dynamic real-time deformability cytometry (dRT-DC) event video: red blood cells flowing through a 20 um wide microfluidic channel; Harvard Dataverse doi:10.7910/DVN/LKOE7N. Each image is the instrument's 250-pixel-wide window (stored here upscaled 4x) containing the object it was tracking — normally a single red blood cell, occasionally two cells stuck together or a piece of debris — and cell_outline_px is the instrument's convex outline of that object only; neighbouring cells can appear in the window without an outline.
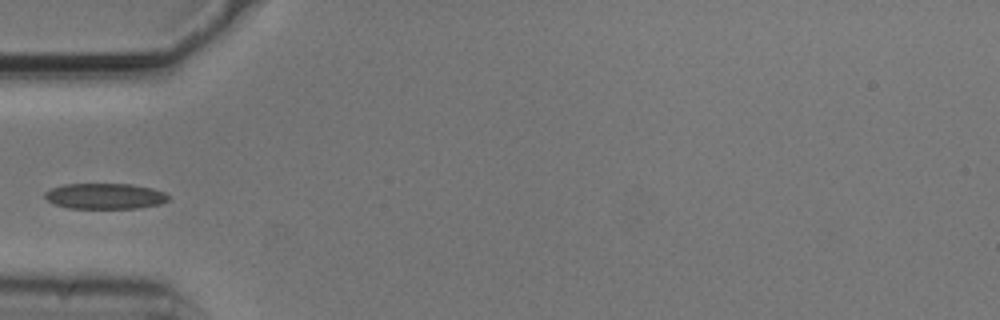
{"species": "common noctule bat (a hibernating species)", "species_latin": "Nyctalus noctula", "temperature_condition": "cold", "stored_images_in_passage": 4, "camera_frame_rate_fps": 3000, "um_per_image_px": 0.085, "animal": {"sex": "male", "body_mass_g": 20.5, "forearm_length_mm": 52.5}, "frame": {"image": 1, "passage_image": 4, "time_ms": 1.0, "image_size_px": [1000, 320], "cell_outline_px": [[168, 200], [160, 204], [140, 208], [68, 208], [56, 204], [48, 200], [44, 196], [44, 192], [52, 188], [64, 184], [128, 184], [152, 188], [164, 192], [168, 196]], "centroid_in_image_um": [8.92, 16.67], "position_along_channel_um": 76.1, "area_um2": 18.38}}